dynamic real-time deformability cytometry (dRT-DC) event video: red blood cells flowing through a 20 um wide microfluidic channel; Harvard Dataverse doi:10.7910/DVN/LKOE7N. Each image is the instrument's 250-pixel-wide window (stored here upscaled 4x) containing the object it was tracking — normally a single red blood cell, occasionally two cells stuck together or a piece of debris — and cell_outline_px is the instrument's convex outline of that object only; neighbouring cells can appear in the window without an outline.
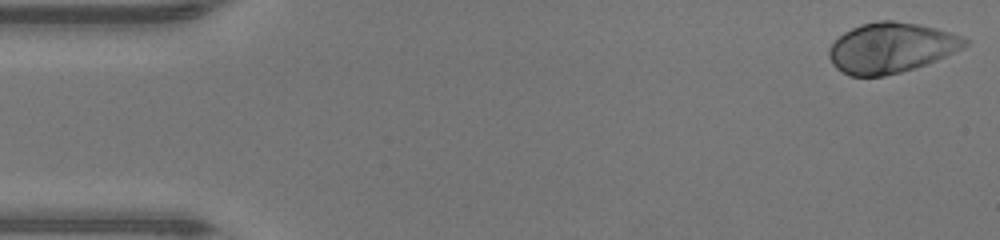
{"species": "human", "species_latin": "Homo sapiens", "temperature_condition": "warm", "stored_images_in_passage": 47, "camera_frame_rate_fps": 3000, "um_per_image_px": 0.085, "donor": {"sex": "male"}, "frame": {"image": 1, "passage_image": 1, "time_ms": 0.0, "image_size_px": [1000, 240], "cell_outline_px": [[968, 44], [936, 60], [900, 72], [884, 76], [848, 76], [836, 68], [832, 64], [828, 56], [828, 48], [844, 32], [860, 24], [880, 20], [892, 20], [920, 24], [936, 28], [960, 36], [968, 40]], "centroid_in_image_um": [75.68, 4.05], "position_along_channel_um": 9.3, "area_um2": 39.42}}
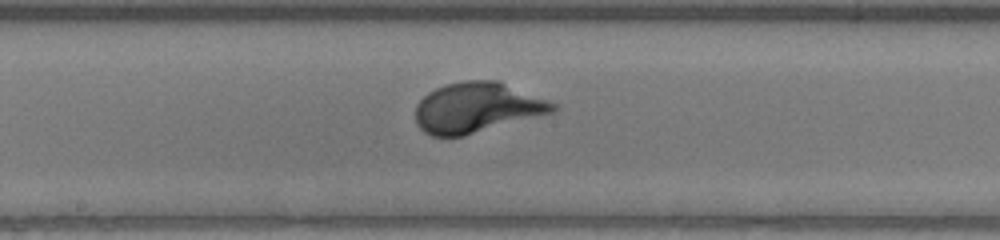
{"frame": {"image": 2, "passage_image": 24, "time_ms": 7.667, "image_size_px": [1000, 240], "cell_outline_px": [[560, 108], [556, 112], [464, 136], [432, 136], [424, 132], [416, 124], [416, 104], [428, 92], [444, 84], [464, 80], [500, 80], [548, 100], [556, 104]], "centroid_in_image_um": [40.57, 9.14], "position_along_channel_um": 207.6, "area_um2": 40.69}}
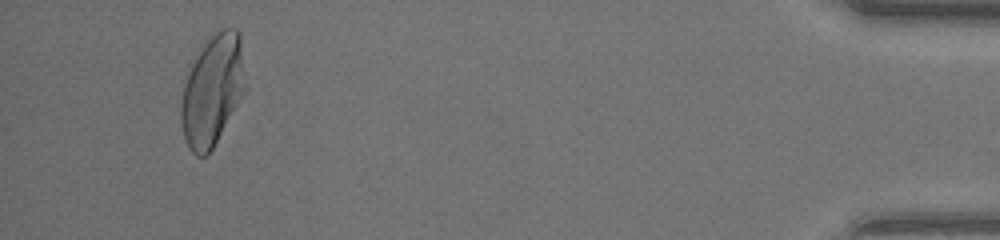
{"frame": {"image": 3, "passage_image": 44, "time_ms": 14.333, "image_size_px": [1000, 240], "cell_outline_px": [[248, 88], [212, 148], [204, 156], [196, 156], [188, 148], [184, 136], [180, 120], [180, 100], [184, 84], [188, 72], [200, 44], [212, 32], [220, 28], [236, 28], [240, 32]], "centroid_in_image_um": [18.07, 7.59], "position_along_channel_um": 417.1, "area_um2": 42.54}}